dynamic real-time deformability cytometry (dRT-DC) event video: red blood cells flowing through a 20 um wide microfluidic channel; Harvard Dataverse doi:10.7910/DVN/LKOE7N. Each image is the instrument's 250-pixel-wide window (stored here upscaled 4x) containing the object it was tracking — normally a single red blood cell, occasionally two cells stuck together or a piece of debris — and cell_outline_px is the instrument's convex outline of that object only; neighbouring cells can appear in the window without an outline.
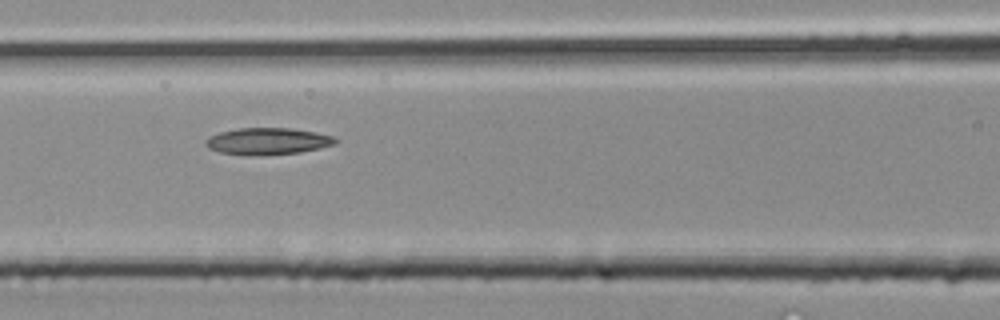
{"species": "common noctule bat (a hibernating species)", "species_latin": "Nyctalus noctula", "temperature_condition": "room temperature", "stored_images_in_passage": 19, "camera_frame_rate_fps": 3000, "um_per_image_px": 0.085, "animal": {"sex": "male", "body_mass_g": 20.4}, "frame": {"image": 1, "passage_image": 6, "time_ms": 1.667, "image_size_px": [1000, 320], "cell_outline_px": [[340, 140], [336, 144], [320, 148], [300, 152], [260, 156], [244, 156], [220, 152], [208, 148], [204, 144], [204, 140], [208, 136], [220, 132], [236, 128], [288, 128], [316, 132], [332, 136]], "centroid_in_image_um": [22.72, 12.01], "position_along_channel_um": 143.9, "area_um2": 20.63}}
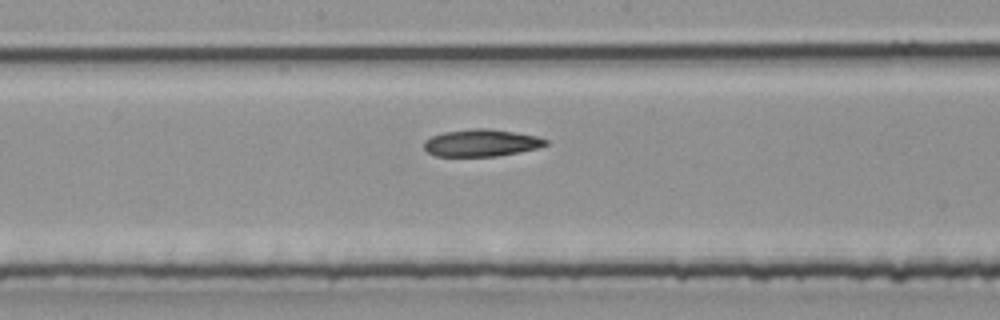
{"frame": {"image": 2, "passage_image": 9, "time_ms": 2.667, "image_size_px": [1000, 320], "cell_outline_px": [[548, 144], [540, 148], [520, 152], [496, 156], [436, 156], [428, 152], [424, 148], [424, 140], [432, 136], [444, 132], [472, 128], [488, 128], [516, 132], [536, 136], [548, 140]], "centroid_in_image_um": [40.93, 12.14], "position_along_channel_um": 207.3, "area_um2": 19.36}}